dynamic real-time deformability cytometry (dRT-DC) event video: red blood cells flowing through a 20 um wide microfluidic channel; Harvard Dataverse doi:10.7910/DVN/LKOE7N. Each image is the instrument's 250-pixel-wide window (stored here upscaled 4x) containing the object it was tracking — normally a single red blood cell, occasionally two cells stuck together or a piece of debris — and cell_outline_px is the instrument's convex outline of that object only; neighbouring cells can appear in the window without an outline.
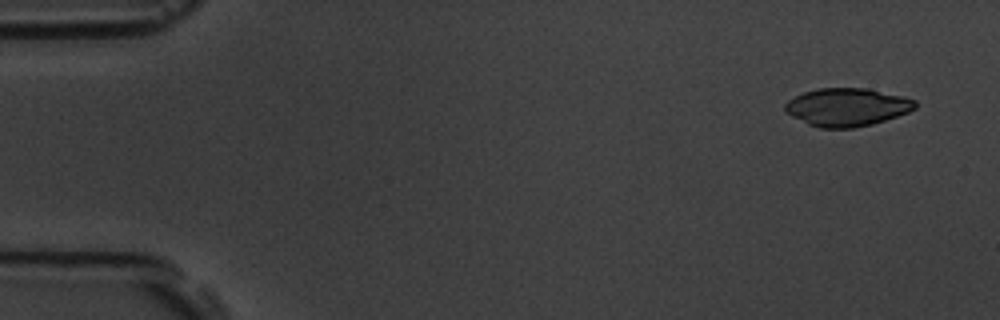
{"species": "common noctule bat (a hibernating species)", "species_latin": "Nyctalus noctula", "temperature_condition": "room temperature", "stored_images_in_passage": 5, "camera_frame_rate_fps": 3000, "um_per_image_px": 0.085, "animal": {"sex": "male", "body_mass_g": 19.5, "forearm_length_mm": 54.6}, "frame": {"image": 1, "passage_image": 1, "time_ms": 0.0, "image_size_px": [1000, 320], "cell_outline_px": [[916, 108], [908, 112], [872, 124], [852, 128], [820, 128], [808, 124], [784, 112], [784, 104], [788, 100], [804, 92], [816, 88], [868, 88], [904, 96], [916, 100]], "centroid_in_image_um": [71.99, 9.1], "position_along_channel_um": 13.0, "area_um2": 28.9}}